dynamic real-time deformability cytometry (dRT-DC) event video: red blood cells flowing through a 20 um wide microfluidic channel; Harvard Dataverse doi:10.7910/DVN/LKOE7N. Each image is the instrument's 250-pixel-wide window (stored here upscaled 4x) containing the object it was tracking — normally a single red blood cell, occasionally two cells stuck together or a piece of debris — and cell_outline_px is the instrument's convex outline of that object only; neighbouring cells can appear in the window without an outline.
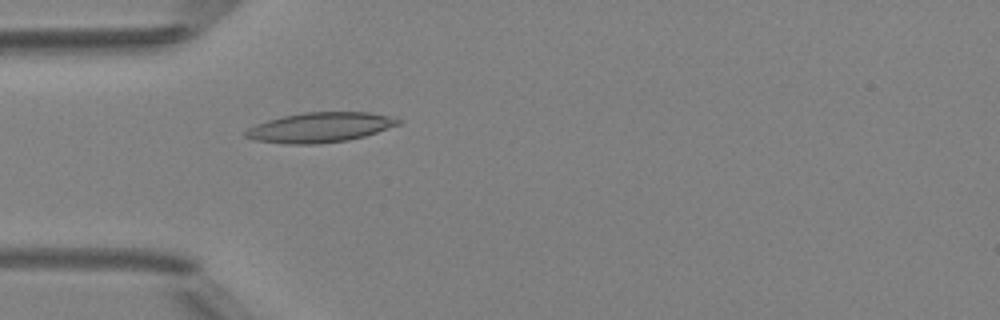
{"species": "Egyptian fruit bat (a non-hibernating species)", "species_latin": "Rousettus aegyptiacus", "temperature_condition": "room temperature", "stored_images_in_passage": 49, "camera_frame_rate_fps": 3000, "um_per_image_px": 0.085, "animal": {"sex": "female"}, "frame": {"image": 1, "passage_image": 15, "time_ms": 4.667, "image_size_px": [1000, 320], "cell_outline_px": [[404, 120], [400, 124], [364, 136], [348, 140], [316, 144], [288, 144], [252, 140], [244, 136], [244, 132], [248, 128], [256, 124], [268, 120], [284, 116], [304, 112], [368, 112], [388, 116]], "centroid_in_image_um": [27.18, 10.83], "position_along_channel_um": 57.8, "area_um2": 26.53}}
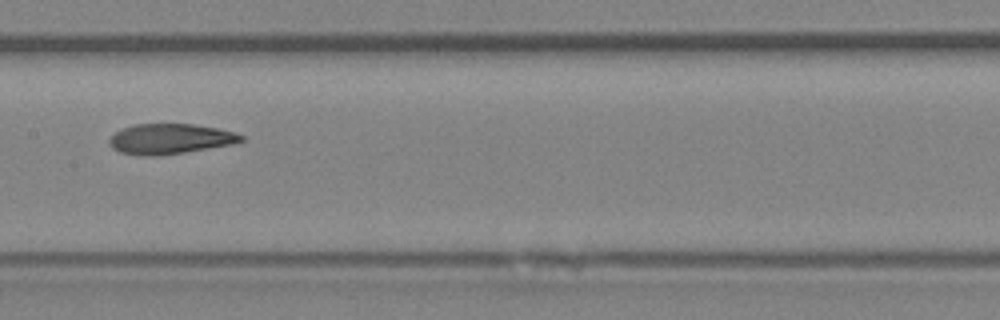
{"frame": {"image": 2, "passage_image": 25, "time_ms": 8.0, "image_size_px": [1000, 320], "cell_outline_px": [[244, 140], [232, 144], [184, 152], [156, 156], [144, 156], [120, 152], [112, 148], [108, 144], [108, 140], [116, 132], [124, 128], [136, 124], [192, 124], [216, 128], [232, 132], [244, 136]], "centroid_in_image_um": [14.42, 11.81], "position_along_channel_um": 193.0, "area_um2": 22.95}}
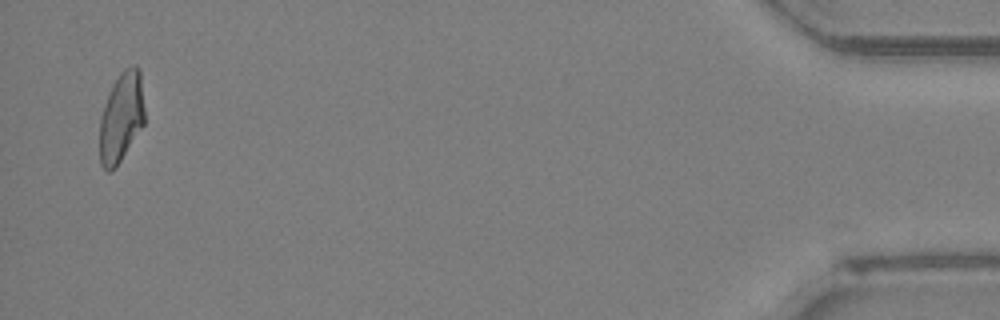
{"frame": {"image": 3, "passage_image": 48, "time_ms": 15.667, "image_size_px": [1000, 320], "cell_outline_px": [[144, 124], [116, 168], [108, 172], [100, 164], [100, 116], [104, 104], [112, 84], [120, 72], [124, 68], [132, 64], [136, 64], [140, 68], [144, 108]], "centroid_in_image_um": [10.31, 9.93], "position_along_channel_um": 424.9, "area_um2": 23.81}, "authors_computed_cell_mechanics": {"area_um2": 24.0448, "velocity_mm_per_s": 4.1844, "shape_relaxation_time_tau1_ms": null, "shape_relaxation_time_tau2_ms": 3.2808, "deformation_change_tau1": null, "deformation_change_tau2": 0.1113}}